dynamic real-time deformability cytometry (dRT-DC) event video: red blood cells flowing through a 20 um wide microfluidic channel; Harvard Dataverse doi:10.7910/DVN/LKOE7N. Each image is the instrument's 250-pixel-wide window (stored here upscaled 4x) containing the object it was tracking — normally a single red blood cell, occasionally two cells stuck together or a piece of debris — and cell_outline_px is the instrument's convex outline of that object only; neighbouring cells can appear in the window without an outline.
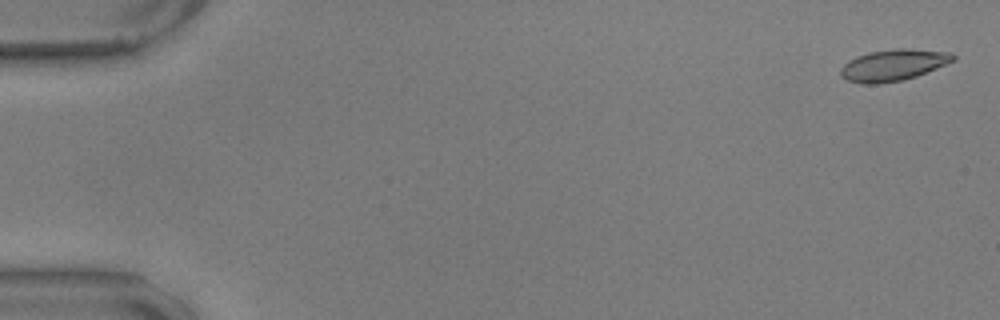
{"species": "common noctule bat (a hibernating species)", "species_latin": "Nyctalus noctula", "temperature_condition": "warm", "stored_images_in_passage": 28, "camera_frame_rate_fps": 3000, "um_per_image_px": 0.085, "animal": {"sex": "male", "body_mass_g": 17.9, "forearm_length_mm": 54.2}, "frame": {"image": 1, "passage_image": 2, "time_ms": 0.333, "image_size_px": [1000, 320], "cell_outline_px": [[956, 60], [916, 76], [904, 80], [880, 84], [860, 84], [848, 80], [840, 76], [840, 68], [848, 60], [856, 56], [868, 52], [896, 48], [908, 48], [952, 52], [956, 56]], "centroid_in_image_um": [75.92, 5.53], "position_along_channel_um": 9.1, "area_um2": 20.92}}
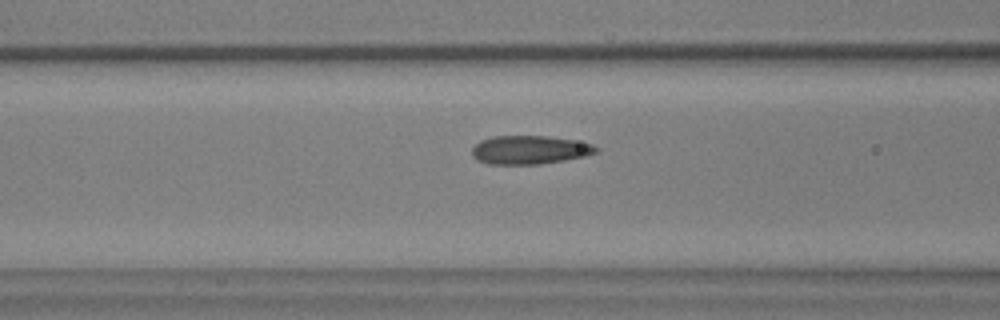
{"frame": {"image": 2, "passage_image": 24, "time_ms": 7.667, "image_size_px": [1000, 320], "cell_outline_px": [[600, 152], [584, 156], [564, 160], [540, 164], [488, 164], [476, 160], [472, 156], [472, 148], [480, 140], [492, 136], [548, 136], [572, 140], [592, 144], [600, 148]], "centroid_in_image_um": [45.01, 12.74], "position_along_channel_um": 121.6, "area_um2": 20.75}}
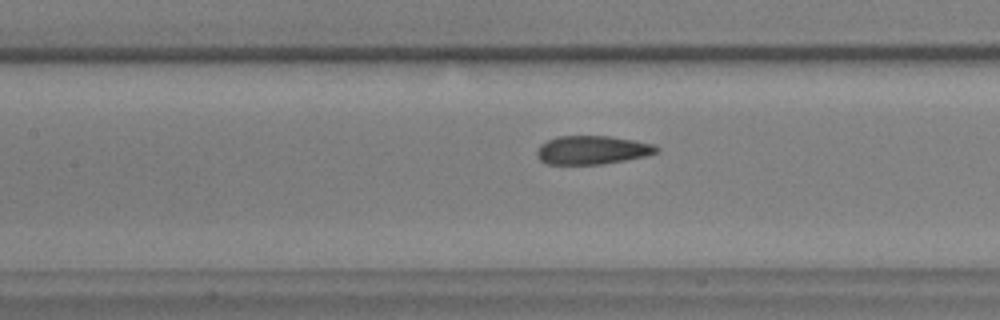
{"frame": {"image": 3, "passage_image": 27, "time_ms": 8.667, "image_size_px": [1000, 320], "cell_outline_px": [[660, 152], [648, 156], [600, 164], [548, 164], [540, 160], [536, 156], [536, 152], [540, 144], [556, 136], [612, 136], [652, 144], [660, 148]], "centroid_in_image_um": [50.34, 12.75], "position_along_channel_um": 157.1, "area_um2": 20.0}}